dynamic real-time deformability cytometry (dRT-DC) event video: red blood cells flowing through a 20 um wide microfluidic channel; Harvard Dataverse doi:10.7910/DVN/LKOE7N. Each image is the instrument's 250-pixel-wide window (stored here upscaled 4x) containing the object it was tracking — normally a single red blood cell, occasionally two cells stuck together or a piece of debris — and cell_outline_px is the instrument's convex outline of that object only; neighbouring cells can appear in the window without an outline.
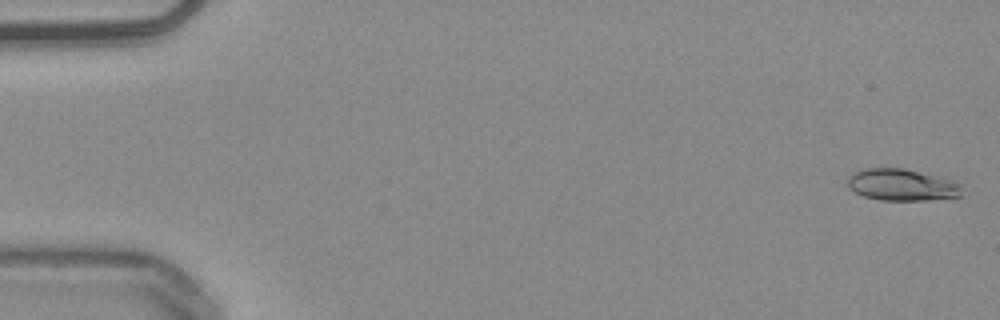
{"species": "common noctule bat (a hibernating species)", "species_latin": "Nyctalus noctula", "temperature_condition": "warm", "stored_images_in_passage": 53, "camera_frame_rate_fps": 3000, "um_per_image_px": 0.085, "animal": {"sex": "male", "body_mass_g": 20.4}, "frame": {"image": 1, "passage_image": 1, "time_ms": 0.0, "image_size_px": [1000, 320], "cell_outline_px": [[960, 196], [928, 200], [880, 200], [864, 196], [848, 188], [848, 176], [864, 168], [904, 168], [956, 180], [960, 184]], "centroid_in_image_um": [76.66, 15.7], "position_along_channel_um": 8.3, "area_um2": 21.15}}
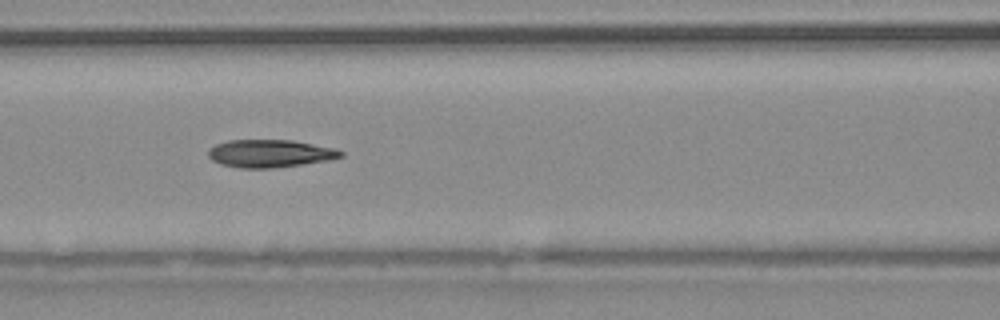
{"frame": {"image": 2, "passage_image": 23, "time_ms": 7.333, "image_size_px": [1000, 320], "cell_outline_px": [[344, 156], [332, 160], [304, 164], [272, 168], [240, 168], [220, 164], [212, 160], [208, 156], [208, 148], [216, 144], [228, 140], [292, 140], [336, 148], [344, 152]], "centroid_in_image_um": [22.98, 13.05], "position_along_channel_um": 143.6, "area_um2": 21.68}}
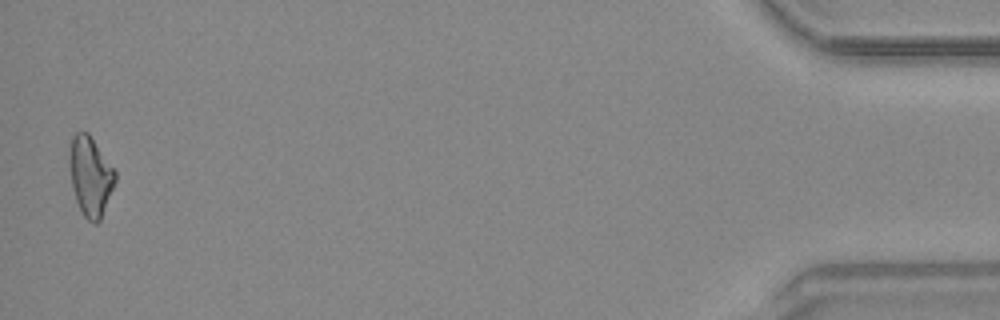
{"frame": {"image": 3, "passage_image": 52, "time_ms": 17.0, "image_size_px": [1000, 320], "cell_outline_px": [[116, 180], [100, 220], [96, 224], [92, 224], [84, 216], [76, 200], [72, 188], [68, 164], [68, 156], [72, 136], [76, 132], [88, 132], [116, 172]], "centroid_in_image_um": [7.66, 14.97], "position_along_channel_um": 427.5, "area_um2": 21.15}, "authors_computed_cell_mechanics": {"area_um2": 21.097, "velocity_mm_per_s": 3.8706, "shape_relaxation_time_tau1_ms": 8.9501, "shape_relaxation_time_tau2_ms": 7.734, "deformation_change_tau1": 0.1846, "deformation_change_tau2": 0.1636}}